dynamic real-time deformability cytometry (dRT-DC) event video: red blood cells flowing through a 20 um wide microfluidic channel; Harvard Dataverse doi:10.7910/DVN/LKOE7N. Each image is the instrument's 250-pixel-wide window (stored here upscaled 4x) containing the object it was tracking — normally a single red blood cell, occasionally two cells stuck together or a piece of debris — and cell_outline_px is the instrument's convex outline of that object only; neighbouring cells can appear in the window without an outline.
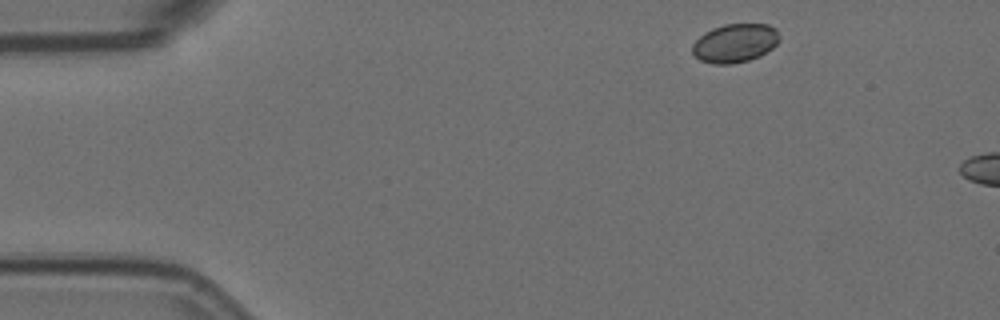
{"species": "Egyptian fruit bat (a non-hibernating species)", "species_latin": "Rousettus aegyptiacus", "temperature_condition": "room temperature", "stored_images_in_passage": 6, "camera_frame_rate_fps": 3000, "um_per_image_px": 0.085, "animal": {"sex": "female"}, "frame": {"image": 1, "passage_image": 1, "time_ms": 0.0, "image_size_px": [1000, 320], "cell_outline_px": [[780, 40], [772, 48], [760, 56], [748, 60], [732, 64], [712, 64], [700, 60], [692, 52], [692, 44], [704, 32], [712, 28], [724, 24], [768, 24], [776, 28], [780, 36]], "centroid_in_image_um": [62.48, 3.66], "position_along_channel_um": 22.5, "area_um2": 19.77}}
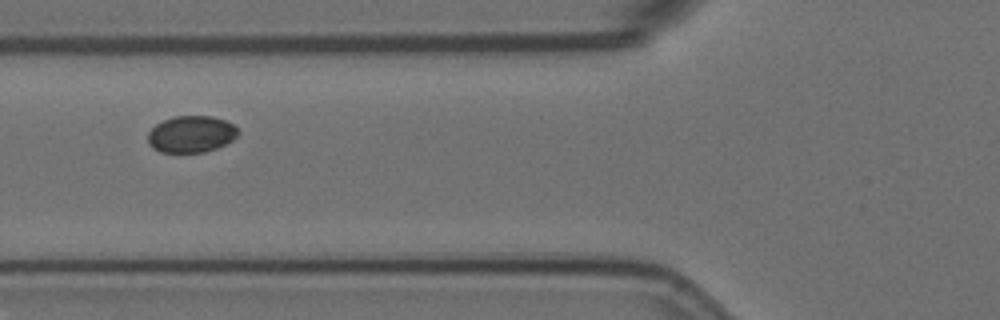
{"frame": {"image": 2, "passage_image": 5, "time_ms": 1.333, "image_size_px": [1000, 320], "cell_outline_px": [[240, 132], [232, 140], [216, 148], [204, 152], [160, 152], [152, 148], [148, 144], [148, 132], [156, 124], [164, 120], [176, 116], [212, 116], [224, 120], [232, 124]], "centroid_in_image_um": [16.23, 11.4], "position_along_channel_um": 109.6, "area_um2": 19.19}}
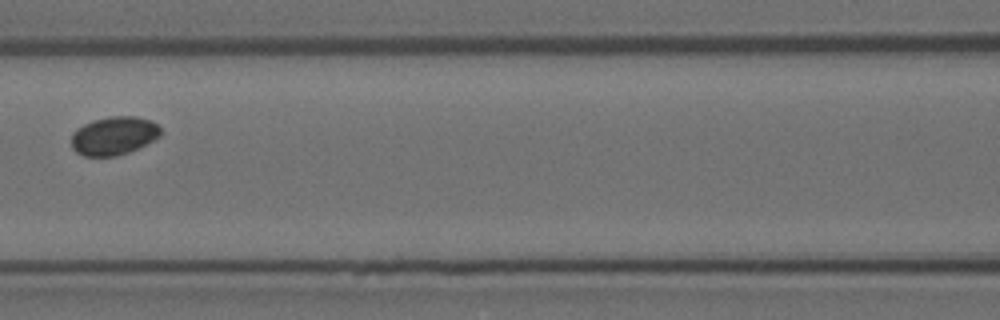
{"frame": {"image": 3, "passage_image": 6, "time_ms": 1.667, "image_size_px": [1000, 320], "cell_outline_px": [[160, 136], [128, 152], [116, 156], [84, 156], [76, 152], [72, 148], [72, 132], [84, 124], [92, 120], [112, 116], [136, 116], [152, 120], [160, 128]], "centroid_in_image_um": [9.65, 11.53], "position_along_channel_um": 156.9, "area_um2": 19.83}}